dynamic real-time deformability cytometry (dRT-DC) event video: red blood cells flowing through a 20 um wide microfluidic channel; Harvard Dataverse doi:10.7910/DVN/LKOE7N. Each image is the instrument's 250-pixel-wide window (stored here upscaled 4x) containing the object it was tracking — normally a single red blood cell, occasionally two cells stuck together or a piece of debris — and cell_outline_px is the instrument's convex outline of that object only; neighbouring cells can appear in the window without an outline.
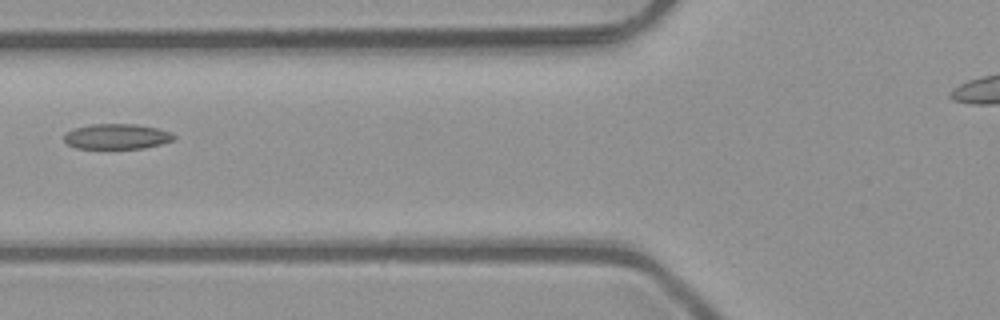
{"species": "common noctule bat (a hibernating species)", "species_latin": "Nyctalus noctula", "temperature_condition": "room temperature", "stored_images_in_passage": 8, "camera_frame_rate_fps": 3000, "um_per_image_px": 0.085, "animal": {"sex": "male", "body_mass_g": 23.1, "forearm_length_mm": 52.7}, "frame": {"image": 1, "passage_image": 8, "time_ms": 2.333, "image_size_px": [1000, 320], "cell_outline_px": [[176, 140], [144, 148], [76, 148], [68, 144], [64, 140], [64, 132], [72, 128], [92, 124], [136, 124], [156, 128], [172, 132], [176, 136]], "centroid_in_image_um": [9.93, 11.59], "position_along_channel_um": 115.9, "area_um2": 16.3}}